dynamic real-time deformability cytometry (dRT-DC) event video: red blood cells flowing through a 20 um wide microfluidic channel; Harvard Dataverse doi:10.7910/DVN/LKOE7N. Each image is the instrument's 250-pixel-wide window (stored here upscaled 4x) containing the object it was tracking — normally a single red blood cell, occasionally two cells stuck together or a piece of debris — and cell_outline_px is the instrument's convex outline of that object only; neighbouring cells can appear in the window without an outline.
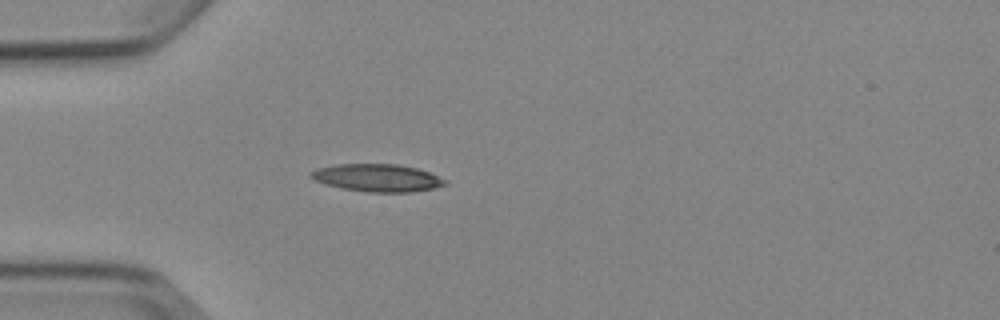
{"species": "Egyptian fruit bat (a non-hibernating species)", "species_latin": "Rousettus aegyptiacus", "temperature_condition": "cold", "stored_images_in_passage": 6, "camera_frame_rate_fps": 3000, "um_per_image_px": 0.085, "animal": {"sex": "female"}, "frame": {"image": 1, "passage_image": 6, "time_ms": 6.333, "image_size_px": [1000, 320], "cell_outline_px": [[448, 184], [432, 188], [412, 192], [368, 192], [344, 188], [324, 184], [308, 176], [308, 172], [316, 168], [336, 164], [396, 164], [416, 168], [428, 172], [448, 180]], "centroid_in_image_um": [32.05, 15.11], "position_along_channel_um": 53.0, "area_um2": 21.56}}